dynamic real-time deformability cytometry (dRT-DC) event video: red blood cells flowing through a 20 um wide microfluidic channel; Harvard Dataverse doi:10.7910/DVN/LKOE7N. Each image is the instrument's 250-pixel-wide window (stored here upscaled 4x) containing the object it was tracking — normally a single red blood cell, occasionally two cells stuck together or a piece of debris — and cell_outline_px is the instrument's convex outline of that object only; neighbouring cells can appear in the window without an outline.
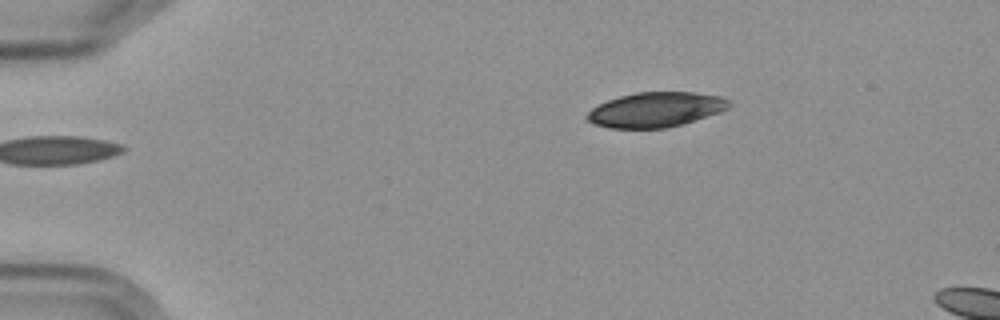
{"species": "Egyptian fruit bat (a non-hibernating species)", "species_latin": "Rousettus aegyptiacus", "temperature_condition": "cold", "stored_images_in_passage": 3, "camera_frame_rate_fps": 3000, "um_per_image_px": 0.085, "frame": {"image": 1, "passage_image": 1, "time_ms": 0.0, "image_size_px": [1000, 320], "cell_outline_px": [[732, 104], [728, 108], [720, 112], [680, 124], [664, 128], [608, 128], [592, 124], [584, 120], [584, 116], [592, 108], [608, 100], [620, 96], [636, 92], [696, 92], [720, 96], [728, 100]], "centroid_in_image_um": [55.69, 9.32], "position_along_channel_um": 29.3, "area_um2": 28.84}}